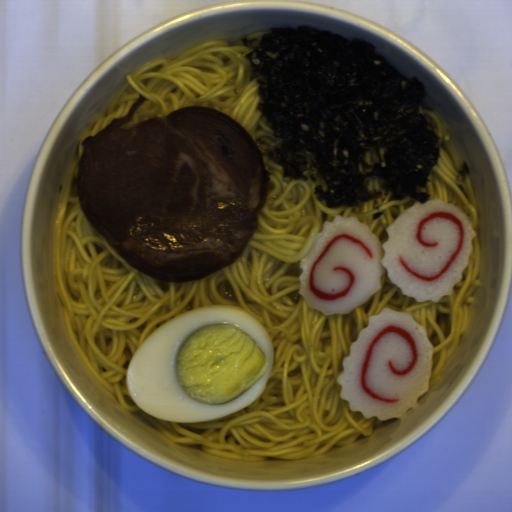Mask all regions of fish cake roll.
Masks as SVG:
<instances>
[{
	"instance_id": "fish-cake-roll-2",
	"label": "fish cake roll",
	"mask_w": 512,
	"mask_h": 512,
	"mask_svg": "<svg viewBox=\"0 0 512 512\" xmlns=\"http://www.w3.org/2000/svg\"><path fill=\"white\" fill-rule=\"evenodd\" d=\"M433 345L424 326L411 312L384 307L368 316V325L343 357L336 382L339 397L352 412L380 421L401 418L429 389L433 373Z\"/></svg>"
},
{
	"instance_id": "fish-cake-roll-1",
	"label": "fish cake roll",
	"mask_w": 512,
	"mask_h": 512,
	"mask_svg": "<svg viewBox=\"0 0 512 512\" xmlns=\"http://www.w3.org/2000/svg\"><path fill=\"white\" fill-rule=\"evenodd\" d=\"M381 242L358 217L325 221L300 259L298 294L305 306L325 315L349 314L390 282L416 303L453 295L469 265L476 232L459 205L437 198L415 202L385 229Z\"/></svg>"
}]
</instances>
